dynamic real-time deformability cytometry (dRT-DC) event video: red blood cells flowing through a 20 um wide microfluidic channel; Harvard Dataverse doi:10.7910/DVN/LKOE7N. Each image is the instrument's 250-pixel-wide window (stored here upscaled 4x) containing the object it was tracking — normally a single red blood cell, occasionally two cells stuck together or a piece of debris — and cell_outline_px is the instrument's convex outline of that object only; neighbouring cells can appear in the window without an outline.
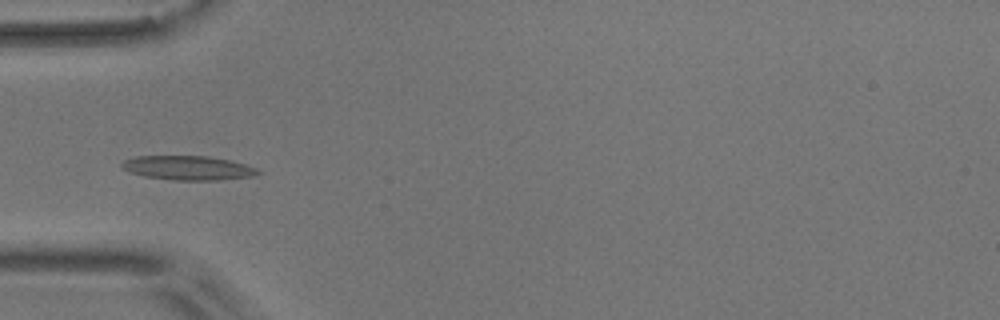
{"species": "common noctule bat (a hibernating species)", "species_latin": "Nyctalus noctula", "temperature_condition": "room temperature", "stored_images_in_passage": 10, "camera_frame_rate_fps": 3000, "um_per_image_px": 0.085, "animal": {"sex": "male", "body_mass_g": 17.9}, "frame": {"image": 1, "passage_image": 4, "time_ms": 3.667, "image_size_px": [1000, 320], "cell_outline_px": [[264, 172], [252, 176], [220, 180], [176, 180], [144, 176], [132, 172], [124, 168], [120, 164], [124, 160], [136, 156], [208, 156], [228, 160], [244, 164], [256, 168]], "centroid_in_image_um": [16.01, 14.27], "position_along_channel_um": 69.0, "area_um2": 19.02}}
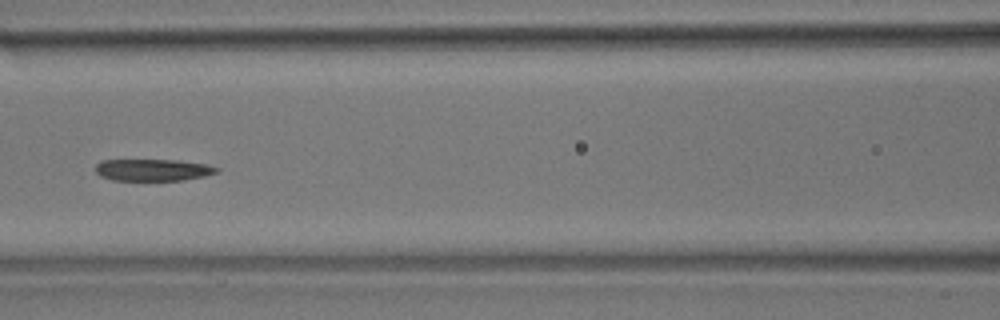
{"frame": {"image": 2, "passage_image": 6, "time_ms": 6.0, "image_size_px": [1000, 320], "cell_outline_px": [[220, 172], [204, 176], [184, 180], [112, 180], [100, 176], [96, 172], [96, 164], [100, 160], [180, 160], [208, 164], [220, 168]], "centroid_in_image_um": [13.04, 14.44], "position_along_channel_um": 153.6, "area_um2": 15.61}}
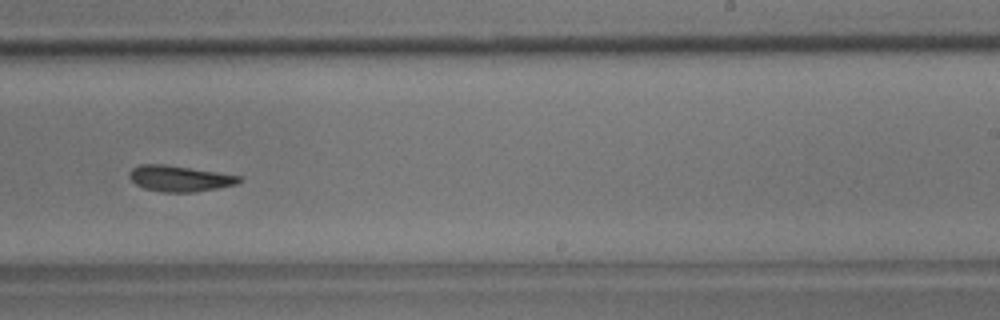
{"frame": {"image": 3, "passage_image": 9, "time_ms": 9.333, "image_size_px": [1000, 320], "cell_outline_px": [[244, 180], [236, 184], [196, 192], [160, 192], [144, 188], [136, 184], [128, 176], [128, 172], [132, 168], [140, 164], [164, 164], [244, 176]], "centroid_in_image_um": [15.28, 15.17], "position_along_channel_um": 273.7, "area_um2": 16.7}}